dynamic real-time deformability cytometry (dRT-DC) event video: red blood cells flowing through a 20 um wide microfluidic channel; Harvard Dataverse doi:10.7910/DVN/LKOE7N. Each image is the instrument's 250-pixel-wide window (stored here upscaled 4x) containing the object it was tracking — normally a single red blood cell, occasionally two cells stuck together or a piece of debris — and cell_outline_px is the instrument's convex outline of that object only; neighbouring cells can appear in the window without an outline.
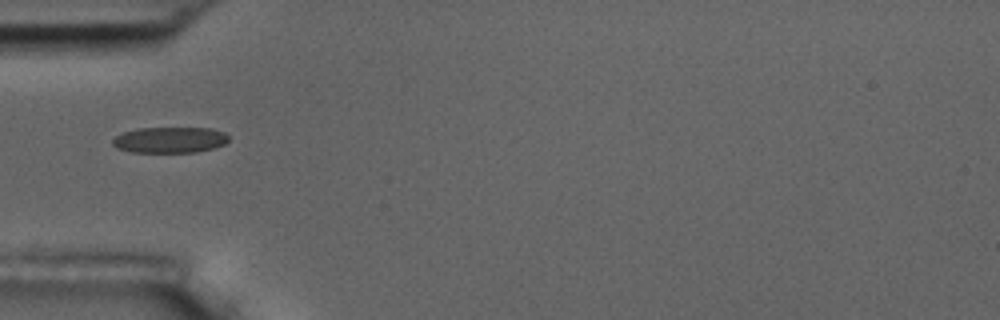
{"species": "common noctule bat (a hibernating species)", "species_latin": "Nyctalus noctula", "temperature_condition": "room temperature", "stored_images_in_passage": 6, "camera_frame_rate_fps": 3000, "um_per_image_px": 0.085, "animal": {"sex": "male", "body_mass_g": 17.5, "forearm_length_mm": 52.3}, "frame": {"image": 1, "passage_image": 5, "time_ms": 4.667, "image_size_px": [1000, 320], "cell_outline_px": [[228, 140], [224, 144], [212, 148], [196, 152], [132, 152], [116, 148], [112, 144], [112, 140], [116, 136], [124, 132], [136, 128], [212, 128], [224, 132], [228, 136]], "centroid_in_image_um": [14.42, 11.89], "position_along_channel_um": 70.6, "area_um2": 17.51}}